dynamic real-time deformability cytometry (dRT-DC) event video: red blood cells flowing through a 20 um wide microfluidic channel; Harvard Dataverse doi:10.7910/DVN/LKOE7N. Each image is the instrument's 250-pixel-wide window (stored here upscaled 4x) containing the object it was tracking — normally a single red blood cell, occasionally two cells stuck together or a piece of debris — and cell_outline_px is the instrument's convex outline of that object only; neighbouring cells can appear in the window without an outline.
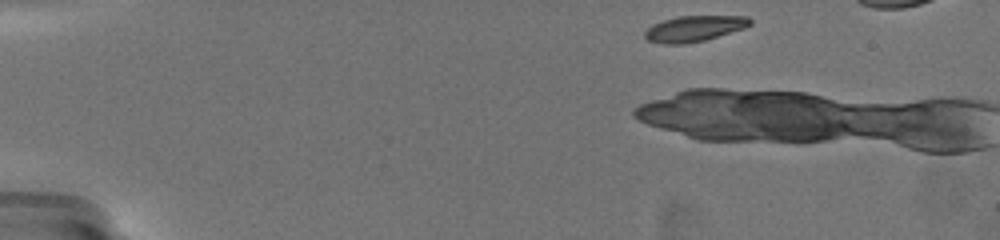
{"species": "common noctule bat (a hibernating species)", "species_latin": "Nyctalus noctula", "temperature_condition": "warm", "stored_images_in_passage": 4, "camera_frame_rate_fps": 3000, "um_per_image_px": 0.085, "animal": {"sex": "female", "body_mass_g": 19.5, "forearm_length_mm": 54.1}, "frame": {"image": 1, "passage_image": 1, "time_ms": 0.0, "image_size_px": [1000, 240], "cell_outline_px": [[752, 24], [744, 28], [704, 40], [684, 44], [664, 44], [648, 40], [644, 36], [644, 32], [652, 24], [664, 20], [680, 16], [748, 16], [752, 20]], "centroid_in_image_um": [59.01, 2.42], "position_along_channel_um": 26.0, "area_um2": 15.72}}